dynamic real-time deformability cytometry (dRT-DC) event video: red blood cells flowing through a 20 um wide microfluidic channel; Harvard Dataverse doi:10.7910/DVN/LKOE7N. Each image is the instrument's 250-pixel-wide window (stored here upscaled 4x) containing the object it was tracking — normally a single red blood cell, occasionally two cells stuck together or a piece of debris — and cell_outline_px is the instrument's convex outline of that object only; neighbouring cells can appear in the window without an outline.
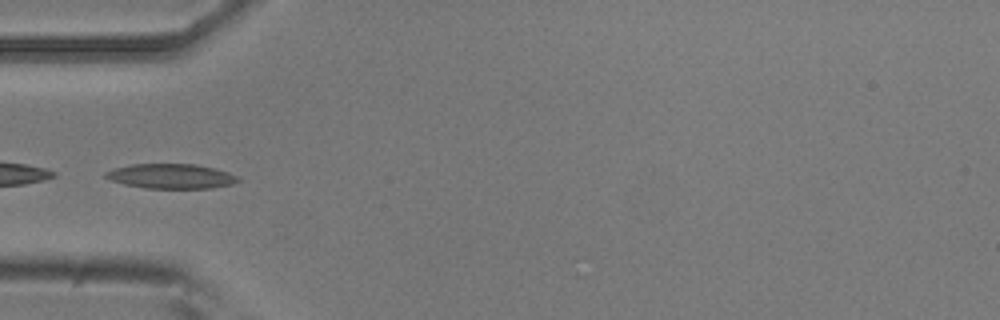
{"species": "common noctule bat (a hibernating species)", "species_latin": "Nyctalus noctula", "temperature_condition": "room temperature", "stored_images_in_passage": 9, "camera_frame_rate_fps": 3000, "um_per_image_px": 0.085, "animal": {"sex": "male", "body_mass_g": 20.5, "forearm_length_mm": 52.5}, "frame": {"image": 1, "passage_image": 4, "time_ms": 4.333, "image_size_px": [1000, 320], "cell_outline_px": [[240, 180], [232, 184], [212, 188], [144, 188], [124, 184], [112, 180], [104, 176], [104, 172], [112, 168], [132, 164], [196, 164], [228, 172], [236, 176]], "centroid_in_image_um": [14.5, 14.97], "position_along_channel_um": 70.5, "area_um2": 19.02}}
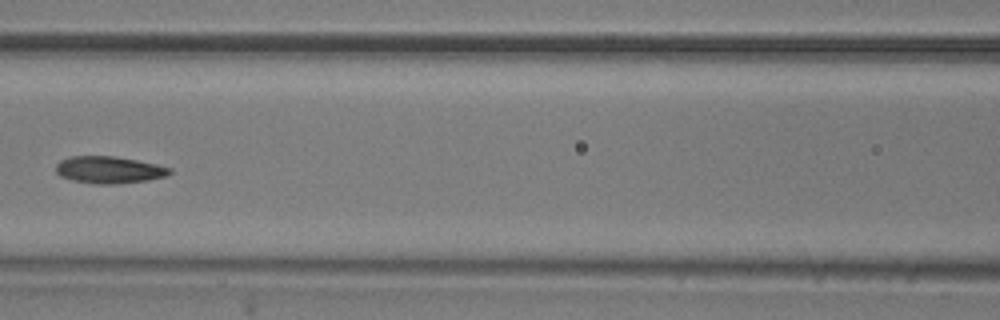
{"frame": {"image": 2, "passage_image": 6, "time_ms": 6.667, "image_size_px": [1000, 320], "cell_outline_px": [[172, 172], [168, 176], [148, 180], [116, 184], [96, 184], [72, 180], [60, 176], [56, 172], [56, 164], [60, 160], [72, 156], [112, 156], [136, 160], [156, 164], [172, 168]], "centroid_in_image_um": [9.28, 14.44], "position_along_channel_um": 157.3, "area_um2": 17.98}}
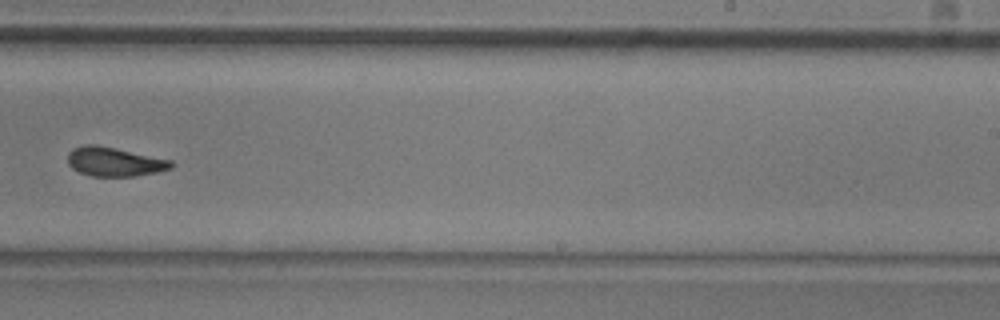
{"frame": {"image": 3, "passage_image": 9, "time_ms": 10.0, "image_size_px": [1000, 320], "cell_outline_px": [[176, 164], [172, 168], [156, 172], [136, 176], [92, 176], [80, 172], [72, 168], [68, 164], [68, 152], [72, 148], [84, 144], [96, 144], [172, 160]], "centroid_in_image_um": [9.73, 13.74], "position_along_channel_um": 279.3, "area_um2": 17.63}}